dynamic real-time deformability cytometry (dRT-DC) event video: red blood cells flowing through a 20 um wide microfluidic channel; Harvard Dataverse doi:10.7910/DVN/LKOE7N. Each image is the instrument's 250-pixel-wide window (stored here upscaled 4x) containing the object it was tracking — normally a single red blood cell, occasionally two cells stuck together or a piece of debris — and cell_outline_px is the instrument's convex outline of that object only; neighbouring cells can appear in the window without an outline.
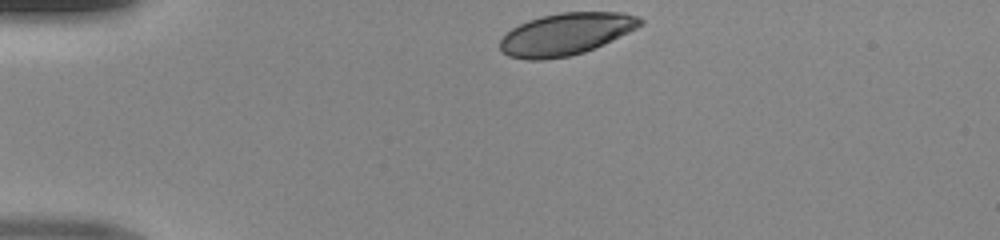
{"species": "human", "species_latin": "Homo sapiens", "temperature_condition": "room temperature", "stored_images_in_passage": 31, "camera_frame_rate_fps": 3000, "um_per_image_px": 0.085, "donor": {"sex": "male"}, "frame": {"image": 1, "passage_image": 1, "time_ms": 0.0, "image_size_px": [1000, 240], "cell_outline_px": [[644, 24], [604, 44], [584, 52], [568, 56], [544, 60], [528, 60], [508, 56], [500, 52], [500, 40], [512, 28], [528, 20], [540, 16], [560, 12], [624, 12], [640, 16], [644, 20]], "centroid_in_image_um": [48.11, 2.89], "position_along_channel_um": 36.9, "area_um2": 34.51}}
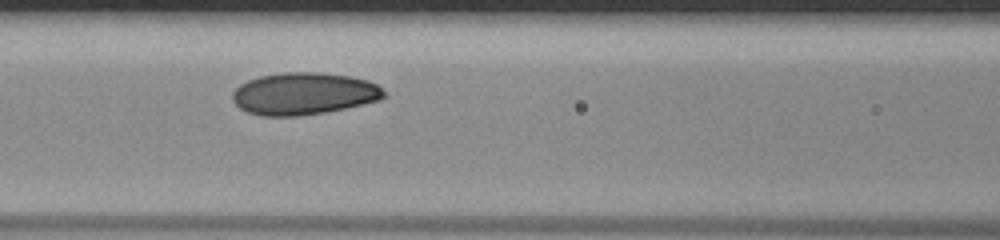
{"frame": {"image": 2, "passage_image": 12, "time_ms": 3.667, "image_size_px": [1000, 240], "cell_outline_px": [[388, 96], [380, 100], [344, 108], [324, 112], [300, 116], [260, 116], [248, 112], [240, 108], [232, 100], [232, 92], [240, 84], [248, 80], [260, 76], [284, 72], [316, 72], [348, 76], [368, 80], [376, 84]], "centroid_in_image_um": [25.8, 7.96], "position_along_channel_um": 140.8, "area_um2": 37.17}}
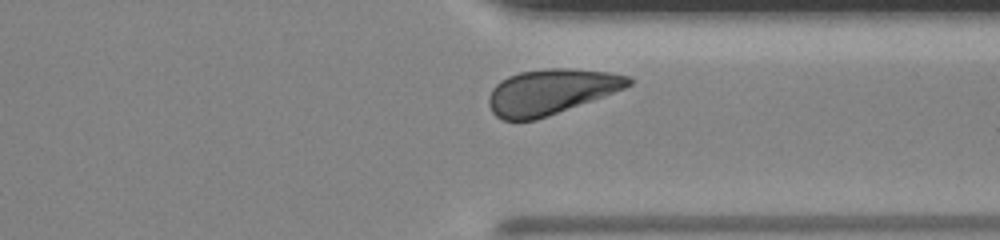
{"frame": {"image": 3, "passage_image": 28, "time_ms": 9.0, "image_size_px": [1000, 240], "cell_outline_px": [[632, 84], [624, 88], [604, 96], [536, 120], [504, 120], [496, 116], [492, 112], [488, 104], [488, 96], [492, 88], [500, 80], [508, 76], [520, 72], [544, 68], [568, 68], [608, 72], [628, 76], [632, 80]], "centroid_in_image_um": [46.78, 7.79], "position_along_channel_um": 364.6, "area_um2": 36.76}}